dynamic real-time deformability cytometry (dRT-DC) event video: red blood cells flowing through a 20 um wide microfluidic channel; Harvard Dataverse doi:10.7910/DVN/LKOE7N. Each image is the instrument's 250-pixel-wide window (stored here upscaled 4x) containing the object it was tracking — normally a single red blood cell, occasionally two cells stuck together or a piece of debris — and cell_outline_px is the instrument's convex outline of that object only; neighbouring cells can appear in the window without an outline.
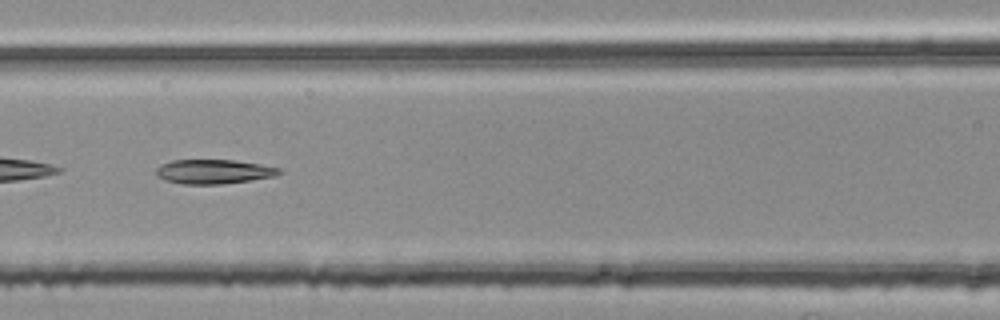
{"species": "common noctule bat (a hibernating species)", "species_latin": "Nyctalus noctula", "temperature_condition": "room temperature", "stored_images_in_passage": 54, "camera_frame_rate_fps": 3000, "um_per_image_px": 0.085, "animal": {"sex": "female", "body_mass_g": 25.1}, "frame": {"image": 1, "passage_image": 24, "time_ms": 7.667, "image_size_px": [1000, 320], "cell_outline_px": [[280, 172], [276, 176], [224, 184], [184, 184], [164, 180], [156, 176], [156, 168], [160, 164], [172, 160], [232, 160], [260, 164], [280, 168]], "centroid_in_image_um": [18.12, 14.59], "position_along_channel_um": 148.5, "area_um2": 17.46}}
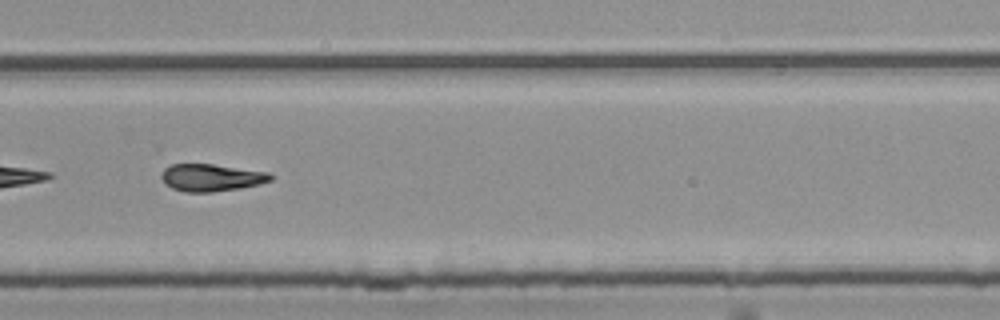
{"frame": {"image": 2, "passage_image": 37, "time_ms": 12.0, "image_size_px": [1000, 320], "cell_outline_px": [[272, 180], [260, 184], [240, 188], [212, 192], [184, 192], [172, 188], [164, 184], [160, 176], [164, 168], [172, 164], [212, 164], [268, 172], [272, 176]], "centroid_in_image_um": [17.93, 15.1], "position_along_channel_um": 311.9, "area_um2": 17.4}}
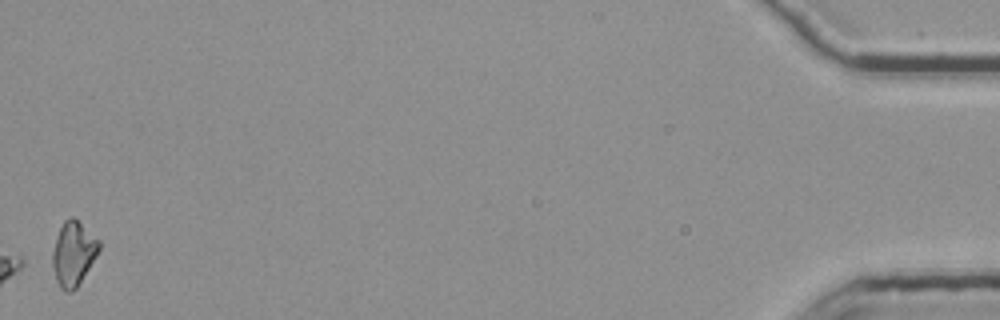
{"frame": {"image": 3, "passage_image": 54, "time_ms": 17.667, "image_size_px": [1000, 320], "cell_outline_px": [[100, 248], [96, 256], [76, 288], [72, 292], [64, 292], [60, 288], [56, 280], [52, 268], [52, 252], [56, 236], [64, 220], [72, 216], [100, 240]], "centroid_in_image_um": [6.21, 21.57], "position_along_channel_um": 429.0, "area_um2": 17.4}, "authors_computed_cell_mechanics": {"area_um2": 17.629, "velocity_mm_per_s": 3.7839, "shape_relaxation_time_tau1_ms": null, "shape_relaxation_time_tau2_ms": 4.7472, "deformation_change_tau1": null, "deformation_change_tau2": 0.1197}}